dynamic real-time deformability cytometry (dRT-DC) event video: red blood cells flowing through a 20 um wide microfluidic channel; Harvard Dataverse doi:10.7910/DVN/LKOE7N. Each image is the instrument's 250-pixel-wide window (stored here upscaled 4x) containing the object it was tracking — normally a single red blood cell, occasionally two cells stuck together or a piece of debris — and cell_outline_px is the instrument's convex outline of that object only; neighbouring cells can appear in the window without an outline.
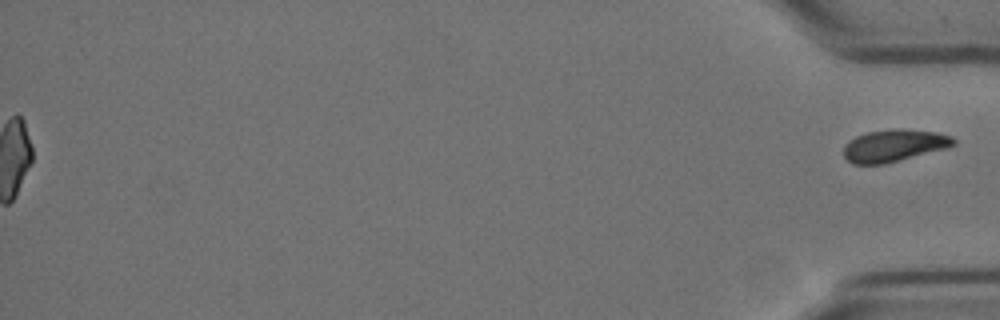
{"species": "Egyptian fruit bat (a non-hibernating species)", "species_latin": "Rousettus aegyptiacus", "temperature_condition": "cold", "stored_images_in_passage": 59, "segment_of_instrument_passage": [2, 2], "camera_frame_rate_fps": 3000, "um_per_image_px": 0.085, "animal": {"sex": "female"}, "frame": {"image": 1, "passage_image": 59, "time_ms": 19.333, "image_size_px": [1000, 320], "cell_outline_px": [[956, 144], [948, 148], [884, 164], [852, 164], [844, 156], [844, 144], [848, 140], [864, 132], [896, 128], [936, 132], [952, 136], [956, 140]], "centroid_in_image_um": [75.99, 12.36], "position_along_channel_um": 359.2, "area_um2": 20.81}}